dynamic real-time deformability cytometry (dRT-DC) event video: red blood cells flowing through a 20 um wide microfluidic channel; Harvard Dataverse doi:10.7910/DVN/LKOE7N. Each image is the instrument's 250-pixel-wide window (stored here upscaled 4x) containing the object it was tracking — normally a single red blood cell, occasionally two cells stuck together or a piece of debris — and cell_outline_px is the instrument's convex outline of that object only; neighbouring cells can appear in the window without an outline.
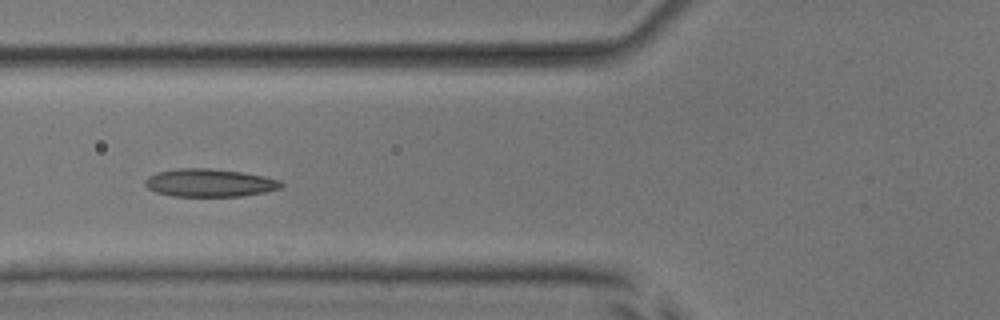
{"species": "common noctule bat (a hibernating species)", "species_latin": "Nyctalus noctula", "temperature_condition": "room temperature", "stored_images_in_passage": 26, "camera_frame_rate_fps": 3000, "um_per_image_px": 0.085, "animal": {"sex": "male", "body_mass_g": 17.9, "forearm_length_mm": 54.2}, "frame": {"image": 1, "passage_image": 22, "time_ms": 7.0, "image_size_px": [1000, 320], "cell_outline_px": [[284, 184], [280, 188], [264, 192], [244, 196], [172, 196], [156, 192], [148, 188], [144, 184], [144, 180], [148, 176], [156, 172], [176, 168], [208, 168], [244, 172], [264, 176], [280, 180]], "centroid_in_image_um": [17.8, 15.53], "position_along_channel_um": 108.0, "area_um2": 22.31}}
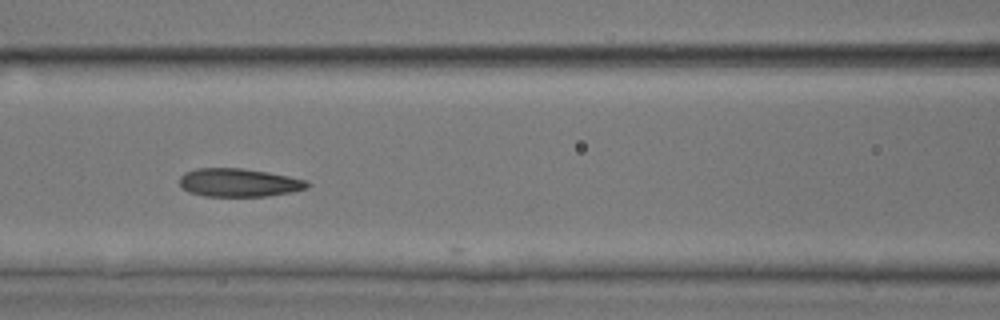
{"frame": {"image": 2, "passage_image": 25, "time_ms": 8.0, "image_size_px": [1000, 320], "cell_outline_px": [[312, 184], [308, 188], [292, 192], [268, 196], [204, 196], [188, 192], [180, 184], [180, 176], [184, 172], [196, 168], [240, 168], [268, 172], [308, 180]], "centroid_in_image_um": [20.34, 15.52], "position_along_channel_um": 146.3, "area_um2": 21.21}}